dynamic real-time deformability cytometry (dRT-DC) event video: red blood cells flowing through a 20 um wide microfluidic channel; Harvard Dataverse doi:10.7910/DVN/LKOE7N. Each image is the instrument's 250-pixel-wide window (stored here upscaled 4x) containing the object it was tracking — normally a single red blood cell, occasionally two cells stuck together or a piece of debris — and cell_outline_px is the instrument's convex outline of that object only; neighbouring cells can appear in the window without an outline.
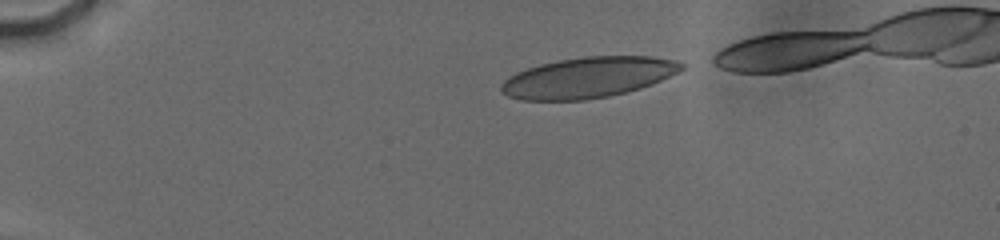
{"species": "human", "species_latin": "Homo sapiens", "temperature_condition": "cold", "stored_images_in_passage": 28, "camera_frame_rate_fps": 3000, "um_per_image_px": 0.085, "donor": {"sex": "male"}, "frame": {"image": 1, "passage_image": 2, "time_ms": 0.333, "image_size_px": [1000, 240], "cell_outline_px": [[684, 68], [652, 84], [640, 88], [608, 96], [584, 100], [520, 100], [508, 96], [500, 92], [500, 84], [508, 76], [516, 72], [540, 64], [560, 60], [584, 56], [652, 56], [676, 60], [684, 64]], "centroid_in_image_um": [49.94, 6.58], "position_along_channel_um": 35.1, "area_um2": 42.6}}
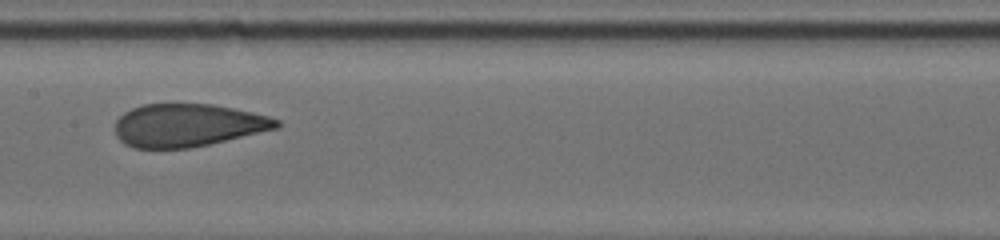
{"frame": {"image": 2, "passage_image": 18, "time_ms": 6.333, "image_size_px": [1000, 240], "cell_outline_px": [[280, 124], [276, 128], [208, 144], [188, 148], [132, 148], [124, 144], [116, 136], [116, 120], [124, 112], [132, 108], [144, 104], [212, 104], [252, 112], [268, 116], [280, 120]], "centroid_in_image_um": [15.91, 10.64], "position_along_channel_um": 191.5, "area_um2": 40.0}}
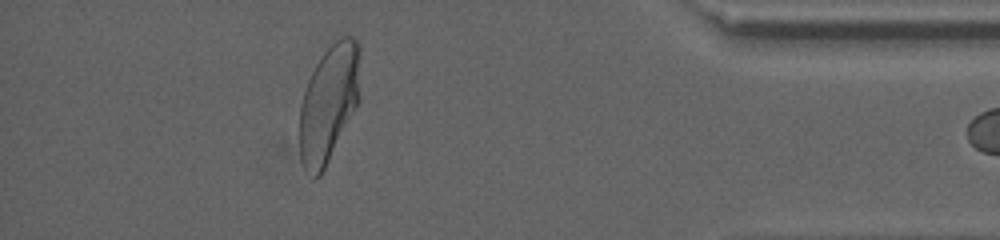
{"frame": {"image": 3, "passage_image": 27, "time_ms": 13.0, "image_size_px": [1000, 240], "cell_outline_px": [[360, 100], [320, 176], [316, 176], [304, 168], [300, 160], [300, 104], [308, 80], [316, 64], [324, 52], [340, 36], [352, 36], [360, 44]], "centroid_in_image_um": [27.98, 8.71], "position_along_channel_um": 407.2, "area_um2": 41.27}}